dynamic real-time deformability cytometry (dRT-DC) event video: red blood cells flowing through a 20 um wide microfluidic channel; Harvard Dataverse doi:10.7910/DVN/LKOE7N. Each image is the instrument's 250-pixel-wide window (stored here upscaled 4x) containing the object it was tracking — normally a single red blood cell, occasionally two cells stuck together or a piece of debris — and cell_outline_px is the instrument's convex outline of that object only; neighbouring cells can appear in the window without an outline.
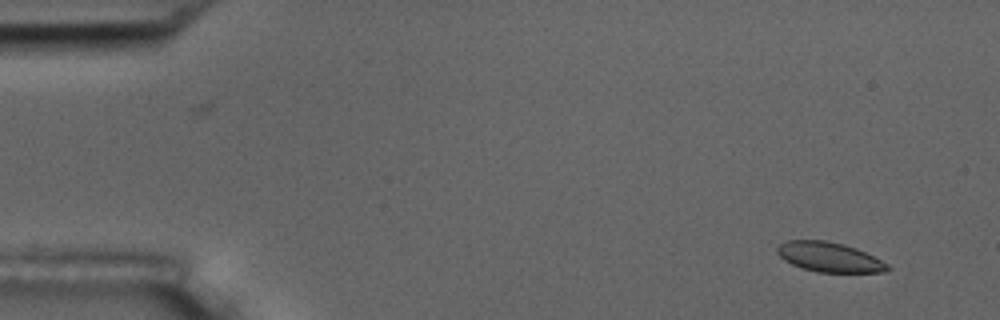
{"species": "common noctule bat (a hibernating species)", "species_latin": "Nyctalus noctula", "temperature_condition": "room temperature", "stored_images_in_passage": 57, "camera_frame_rate_fps": 3000, "um_per_image_px": 0.085, "animal": {"sex": "male", "body_mass_g": 17.5, "forearm_length_mm": 52.3}, "frame": {"image": 1, "passage_image": 4, "time_ms": 1.0, "image_size_px": [1000, 320], "cell_outline_px": [[892, 268], [884, 272], [816, 272], [800, 268], [784, 260], [776, 252], [776, 248], [780, 244], [788, 240], [824, 240], [844, 244], [856, 248], [888, 264]], "centroid_in_image_um": [70.46, 21.85], "position_along_channel_um": 14.5, "area_um2": 19.07}}
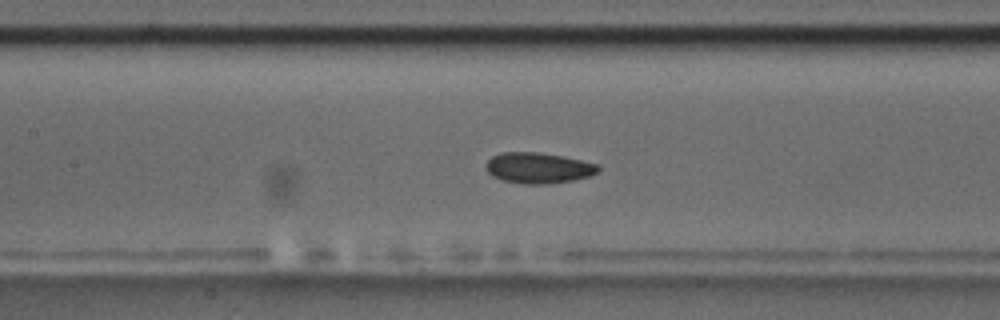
{"frame": {"image": 2, "passage_image": 26, "time_ms": 8.333, "image_size_px": [1000, 320], "cell_outline_px": [[600, 168], [596, 172], [588, 176], [572, 180], [548, 184], [524, 184], [500, 180], [492, 176], [484, 168], [484, 164], [492, 156], [500, 152], [540, 152], [564, 156], [600, 164]], "centroid_in_image_um": [45.72, 14.26], "position_along_channel_um": 161.7, "area_um2": 20.4}}
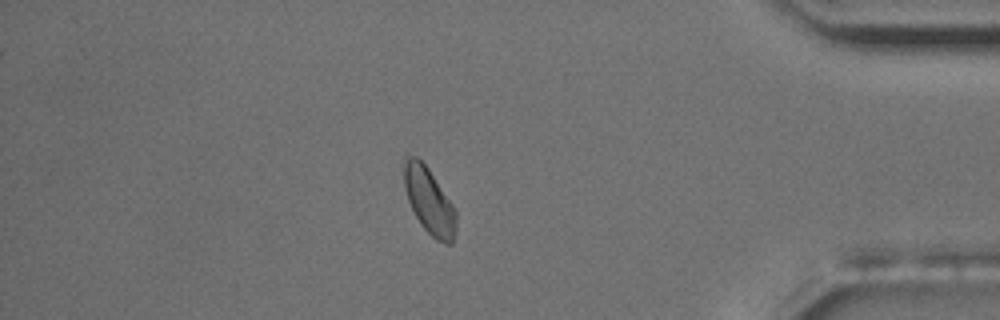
{"frame": {"image": 3, "passage_image": 49, "time_ms": 16.0, "image_size_px": [1000, 320], "cell_outline_px": [[456, 232], [452, 244], [444, 244], [436, 240], [420, 224], [408, 200], [404, 188], [404, 156], [416, 156], [428, 168], [456, 208]], "centroid_in_image_um": [36.5, 17.09], "position_along_channel_um": 398.7, "area_um2": 20.17}, "authors_computed_cell_mechanics": {"area_um2": 19.8254, "velocity_mm_per_s": 3.5551, "shape_relaxation_time_tau1_ms": null, "shape_relaxation_time_tau2_ms": 4.5553, "deformation_change_tau1": null, "deformation_change_tau2": 0.0514}}